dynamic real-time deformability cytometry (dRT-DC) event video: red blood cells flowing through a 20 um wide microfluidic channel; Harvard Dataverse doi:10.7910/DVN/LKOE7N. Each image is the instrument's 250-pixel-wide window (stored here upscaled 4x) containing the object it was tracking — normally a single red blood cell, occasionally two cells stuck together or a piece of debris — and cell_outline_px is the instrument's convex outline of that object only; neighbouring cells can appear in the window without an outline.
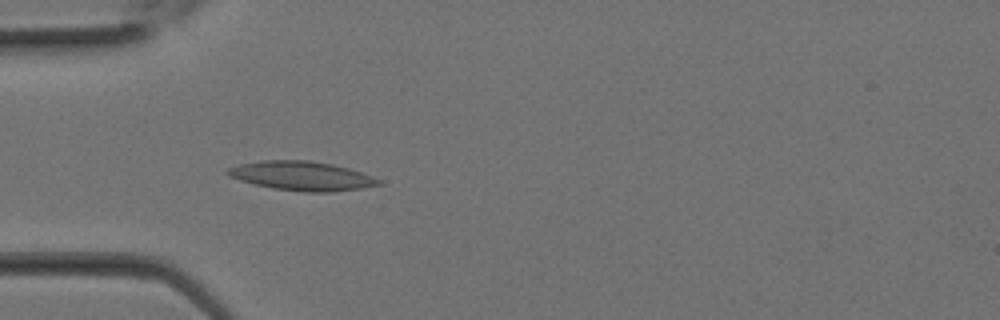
{"species": "Egyptian fruit bat (a non-hibernating species)", "species_latin": "Rousettus aegyptiacus", "temperature_condition": "room temperature", "stored_images_in_passage": 9, "camera_frame_rate_fps": 3000, "um_per_image_px": 0.085, "animal": {"sex": "female"}, "frame": {"image": 1, "passage_image": 9, "time_ms": 2.667, "image_size_px": [1000, 320], "cell_outline_px": [[380, 184], [360, 188], [332, 192], [304, 192], [272, 188], [240, 180], [228, 176], [224, 172], [228, 168], [240, 164], [260, 160], [308, 160], [332, 164], [348, 168], [360, 172], [380, 180]], "centroid_in_image_um": [25.59, 14.95], "position_along_channel_um": 59.4, "area_um2": 25.43}}